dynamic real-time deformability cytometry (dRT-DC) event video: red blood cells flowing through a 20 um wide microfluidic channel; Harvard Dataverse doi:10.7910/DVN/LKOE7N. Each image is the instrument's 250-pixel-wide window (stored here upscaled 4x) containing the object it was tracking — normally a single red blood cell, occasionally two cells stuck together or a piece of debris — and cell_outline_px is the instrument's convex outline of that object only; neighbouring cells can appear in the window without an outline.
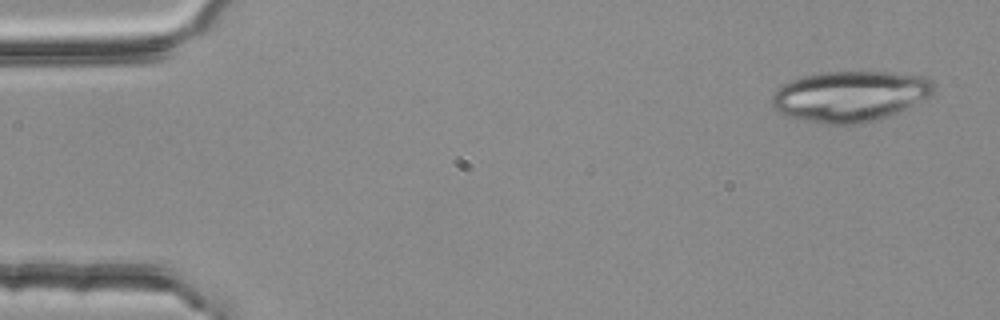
{"species": "common noctule bat (a hibernating species)", "species_latin": "Nyctalus noctula", "temperature_condition": "room temperature", "stored_images_in_passage": 4, "camera_frame_rate_fps": 3000, "um_per_image_px": 0.085, "animal": {"sex": "female", "body_mass_g": 25.1}, "frame": {"image": 1, "passage_image": 1, "time_ms": 0.0, "image_size_px": [1000, 320], "cell_outline_px": [[936, 92], [932, 96], [896, 112], [860, 124], [824, 124], [784, 116], [776, 112], [772, 104], [772, 96], [784, 84], [792, 80], [804, 76], [824, 72], [888, 72], [928, 76], [936, 84]], "centroid_in_image_um": [72.29, 8.17], "position_along_channel_um": 12.7, "area_um2": 47.8}}